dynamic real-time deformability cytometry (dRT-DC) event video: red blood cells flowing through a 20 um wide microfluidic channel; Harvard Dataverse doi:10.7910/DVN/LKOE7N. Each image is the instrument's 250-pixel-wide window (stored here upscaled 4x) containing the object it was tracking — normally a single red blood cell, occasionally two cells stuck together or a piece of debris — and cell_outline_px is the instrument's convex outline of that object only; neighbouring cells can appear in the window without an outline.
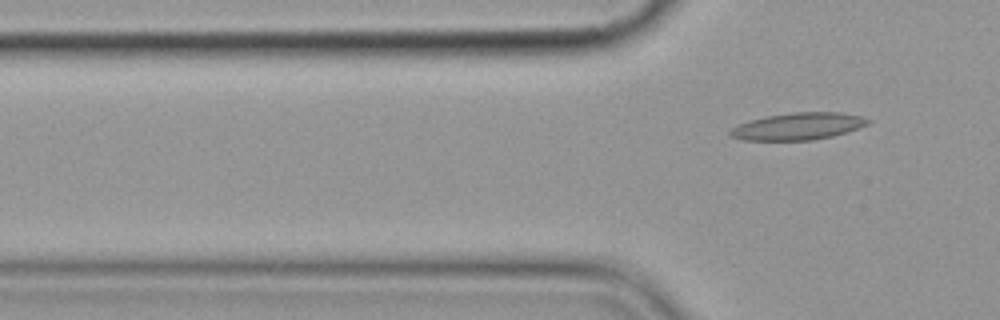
{"species": "common noctule bat (a hibernating species)", "species_latin": "Nyctalus noctula", "temperature_condition": "cold", "stored_images_in_passage": 4, "segment_of_instrument_passage": [2, 2], "camera_frame_rate_fps": 3000, "um_per_image_px": 0.085, "animal": {"sex": "female", "body_mass_g": 19.9}, "frame": {"image": 1, "passage_image": 4, "time_ms": 3.667, "image_size_px": [1000, 320], "cell_outline_px": [[872, 120], [868, 124], [832, 136], [812, 140], [744, 140], [728, 136], [728, 132], [736, 124], [748, 120], [764, 116], [792, 112], [840, 112], [860, 116]], "centroid_in_image_um": [67.76, 10.73], "position_along_channel_um": 58.0, "area_um2": 21.79}}